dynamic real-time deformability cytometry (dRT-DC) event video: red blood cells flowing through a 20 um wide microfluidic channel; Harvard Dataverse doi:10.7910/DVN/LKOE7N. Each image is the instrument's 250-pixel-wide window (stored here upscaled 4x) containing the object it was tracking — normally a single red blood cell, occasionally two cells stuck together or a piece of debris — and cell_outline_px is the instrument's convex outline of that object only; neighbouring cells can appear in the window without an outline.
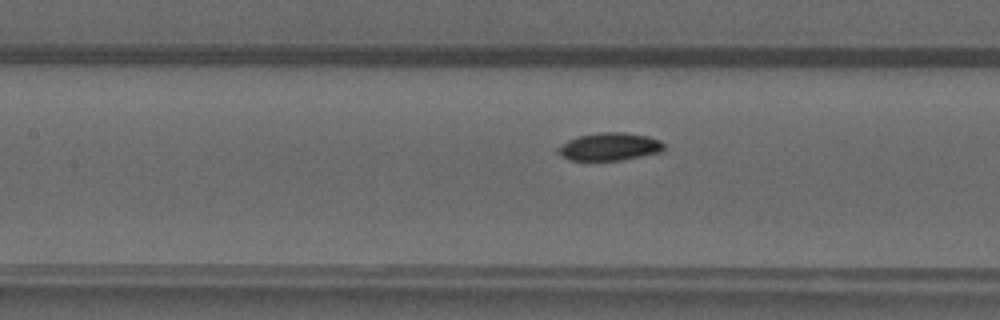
{"species": "common noctule bat (a hibernating species)", "species_latin": "Nyctalus noctula", "temperature_condition": "warm", "stored_images_in_passage": 49, "camera_frame_rate_fps": 3000, "um_per_image_px": 0.085, "animal": {"sex": "male", "forearm_length_mm": 52.5}, "frame": {"image": 1, "passage_image": 23, "time_ms": 7.333, "image_size_px": [1000, 320], "cell_outline_px": [[664, 148], [660, 152], [620, 160], [568, 160], [560, 156], [556, 152], [556, 148], [568, 140], [576, 136], [600, 132], [624, 132], [648, 136], [660, 140], [664, 144]], "centroid_in_image_um": [51.76, 12.46], "position_along_channel_um": 155.6, "area_um2": 17.22}}
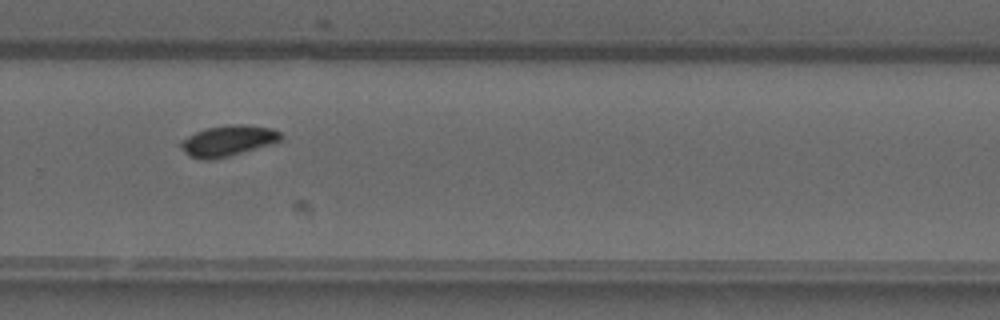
{"frame": {"image": 2, "passage_image": 34, "time_ms": 11.0, "image_size_px": [1000, 320], "cell_outline_px": [[284, 136], [280, 140], [272, 144], [228, 156], [212, 160], [200, 160], [188, 156], [180, 148], [180, 140], [196, 132], [208, 128], [228, 124], [244, 124], [272, 128], [280, 132]], "centroid_in_image_um": [19.36, 11.97], "position_along_channel_um": 310.4, "area_um2": 18.09}}
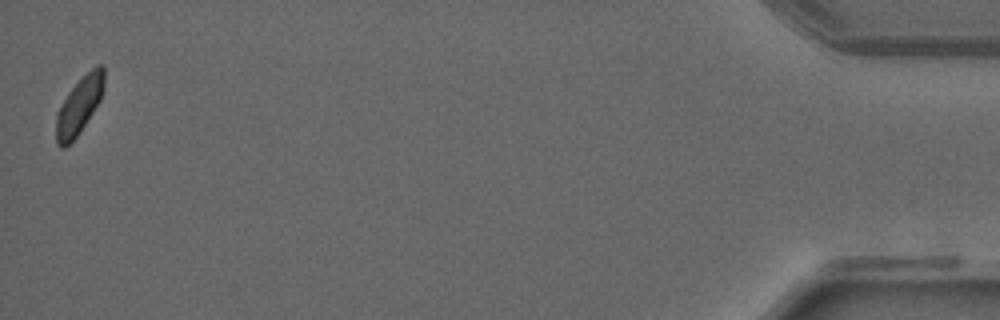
{"frame": {"image": 3, "passage_image": 49, "time_ms": 16.0, "image_size_px": [1000, 320], "cell_outline_px": [[104, 88], [100, 100], [76, 136], [64, 148], [60, 148], [56, 144], [56, 112], [68, 92], [96, 64], [104, 64]], "centroid_in_image_um": [6.72, 8.96], "position_along_channel_um": 428.5, "area_um2": 15.66}}